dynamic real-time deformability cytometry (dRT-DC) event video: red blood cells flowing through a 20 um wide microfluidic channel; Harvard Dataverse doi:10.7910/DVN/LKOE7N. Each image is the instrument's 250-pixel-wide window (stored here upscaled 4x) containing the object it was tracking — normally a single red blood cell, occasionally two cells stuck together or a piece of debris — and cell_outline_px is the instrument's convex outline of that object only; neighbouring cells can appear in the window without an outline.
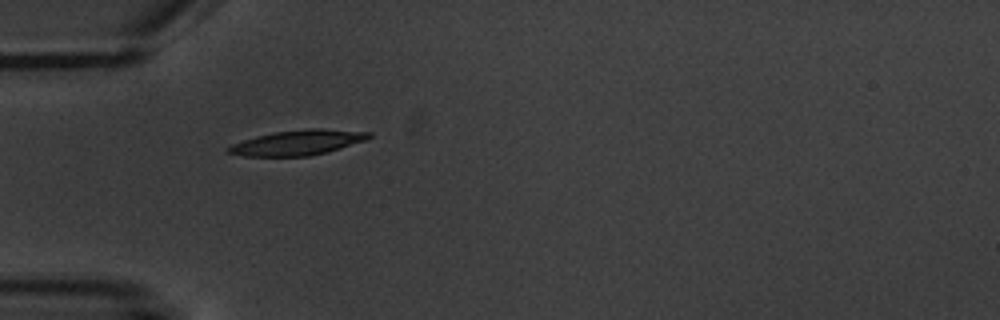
{"species": "common noctule bat (a hibernating species)", "species_latin": "Nyctalus noctula", "temperature_condition": "warm", "stored_images_in_passage": 2, "camera_frame_rate_fps": 3000, "um_per_image_px": 0.085, "animal": {"sex": "male", "body_mass_g": 20.1, "forearm_length_mm": 53.5}, "frame": {"image": 1, "passage_image": 1, "time_ms": 0.0, "image_size_px": [1000, 320], "cell_outline_px": [[372, 136], [364, 140], [340, 148], [308, 156], [244, 156], [224, 152], [224, 148], [232, 144], [256, 136], [276, 132], [308, 128], [324, 128], [372, 132]], "centroid_in_image_um": [25.26, 12.11], "position_along_channel_um": 59.7, "area_um2": 20.46}}